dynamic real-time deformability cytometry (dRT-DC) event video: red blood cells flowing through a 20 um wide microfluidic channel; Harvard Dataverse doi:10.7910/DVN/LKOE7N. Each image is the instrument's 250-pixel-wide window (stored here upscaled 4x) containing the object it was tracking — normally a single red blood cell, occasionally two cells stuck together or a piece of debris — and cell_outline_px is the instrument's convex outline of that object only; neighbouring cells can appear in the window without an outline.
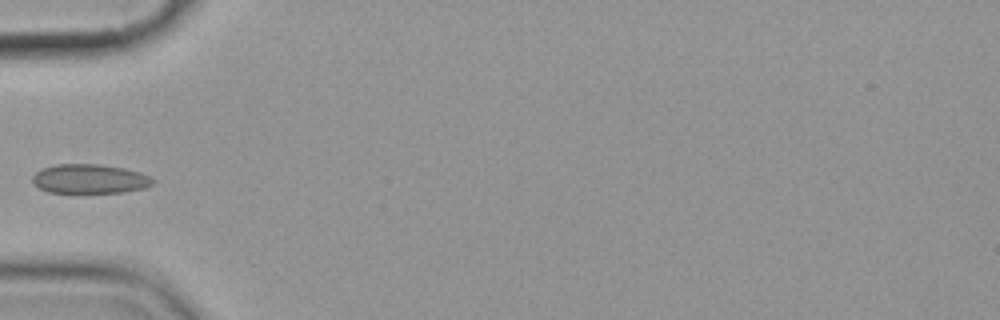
{"species": "common noctule bat (a hibernating species)", "species_latin": "Nyctalus noctula", "temperature_condition": "cold", "stored_images_in_passage": 6, "camera_frame_rate_fps": 3000, "um_per_image_px": 0.085, "animal": {"sex": "female", "body_mass_g": 19.9}, "frame": {"image": 1, "passage_image": 6, "time_ms": 6.667, "image_size_px": [1000, 320], "cell_outline_px": [[156, 180], [152, 184], [144, 188], [124, 192], [48, 192], [40, 188], [32, 180], [32, 176], [40, 168], [56, 164], [100, 164], [124, 168], [140, 172]], "centroid_in_image_um": [7.62, 15.19], "position_along_channel_um": 77.4, "area_um2": 20.46}}